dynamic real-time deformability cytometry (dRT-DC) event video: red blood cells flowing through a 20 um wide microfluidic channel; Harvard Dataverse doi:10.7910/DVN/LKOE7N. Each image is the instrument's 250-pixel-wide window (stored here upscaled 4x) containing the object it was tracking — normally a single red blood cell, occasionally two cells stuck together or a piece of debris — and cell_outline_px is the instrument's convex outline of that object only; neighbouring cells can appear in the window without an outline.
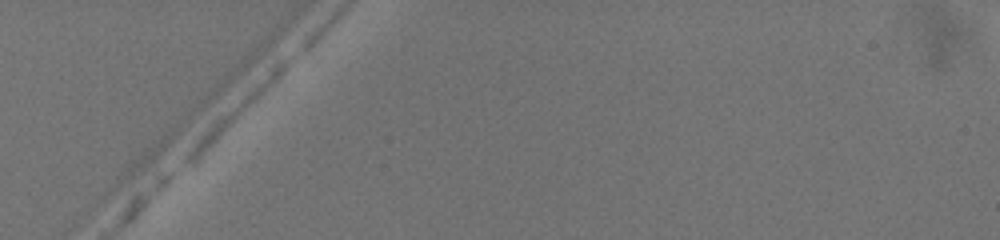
{"species": "common noctule bat (a hibernating species)", "species_latin": "Nyctalus noctula", "temperature_condition": "warm", "stored_images_in_passage": 4, "camera_frame_rate_fps": 3000, "um_per_image_px": 0.085, "animal": {"sex": "female", "body_mass_g": 19.5, "forearm_length_mm": 54.1}, "frame": {"image": 1, "passage_image": 1, "time_ms": 0.0, "image_size_px": [1000, 240], "cell_outline_px": [[292, 56], [288, 64], [260, 92], [188, 160], [184, 160], [184, 156], [196, 136], [216, 116], [276, 60], [284, 56]], "centroid_in_image_um": [20.13, 8.98], "position_along_channel_um": 64.9, "area_um2": 12.08}}